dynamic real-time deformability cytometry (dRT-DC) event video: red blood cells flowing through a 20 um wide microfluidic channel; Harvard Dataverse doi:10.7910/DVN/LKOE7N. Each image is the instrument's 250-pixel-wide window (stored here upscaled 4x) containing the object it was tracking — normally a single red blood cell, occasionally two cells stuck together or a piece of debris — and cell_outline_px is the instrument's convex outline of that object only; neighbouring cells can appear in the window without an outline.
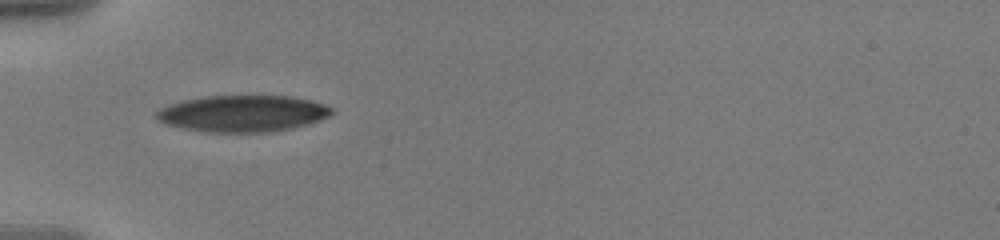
{"species": "human", "species_latin": "Homo sapiens", "temperature_condition": "warm", "stored_images_in_passage": 38, "camera_frame_rate_fps": 3000, "um_per_image_px": 0.085, "donor": {"sex": "male"}, "frame": {"image": 1, "passage_image": 1, "time_ms": 0.0, "image_size_px": [1000, 240], "cell_outline_px": [[332, 112], [328, 116], [320, 120], [308, 124], [292, 128], [268, 132], [204, 132], [164, 124], [156, 120], [156, 112], [160, 108], [168, 104], [184, 100], [204, 96], [292, 96], [312, 100], [324, 104], [332, 108]], "centroid_in_image_um": [20.61, 9.65], "position_along_channel_um": 64.4, "area_um2": 37.45}}
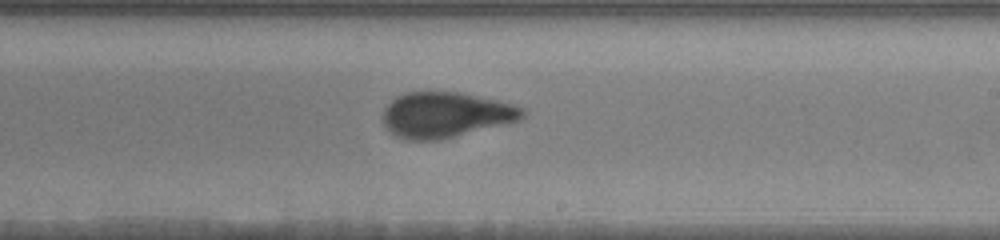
{"frame": {"image": 2, "passage_image": 17, "time_ms": 5.333, "image_size_px": [1000, 240], "cell_outline_px": [[528, 112], [520, 120], [508, 124], [440, 140], [408, 140], [396, 136], [384, 124], [384, 108], [396, 96], [408, 92], [460, 92], [496, 100], [528, 108]], "centroid_in_image_um": [37.95, 9.76], "position_along_channel_um": 251.1, "area_um2": 37.17}}
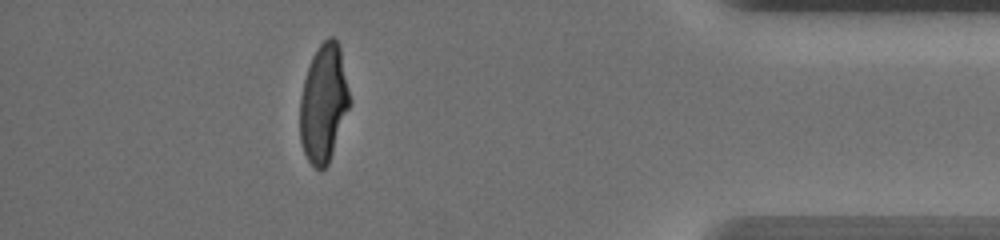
{"frame": {"image": 3, "passage_image": 33, "time_ms": 10.667, "image_size_px": [1000, 240], "cell_outline_px": [[352, 100], [328, 164], [324, 168], [316, 168], [308, 160], [304, 152], [300, 140], [300, 96], [304, 80], [312, 56], [320, 44], [328, 36], [332, 36], [340, 44]], "centroid_in_image_um": [27.53, 8.72], "position_along_channel_um": 407.7, "area_um2": 34.33}, "authors_computed_cell_mechanics": {"area_um2": 37.0498, "velocity_mm_per_s": 3.6018, "shape_relaxation_time_tau1_ms": 5.5185, "shape_relaxation_time_tau2_ms": 1.0407, "deformation_change_tau1": 0.2407, "deformation_change_tau2": 0.0602}}